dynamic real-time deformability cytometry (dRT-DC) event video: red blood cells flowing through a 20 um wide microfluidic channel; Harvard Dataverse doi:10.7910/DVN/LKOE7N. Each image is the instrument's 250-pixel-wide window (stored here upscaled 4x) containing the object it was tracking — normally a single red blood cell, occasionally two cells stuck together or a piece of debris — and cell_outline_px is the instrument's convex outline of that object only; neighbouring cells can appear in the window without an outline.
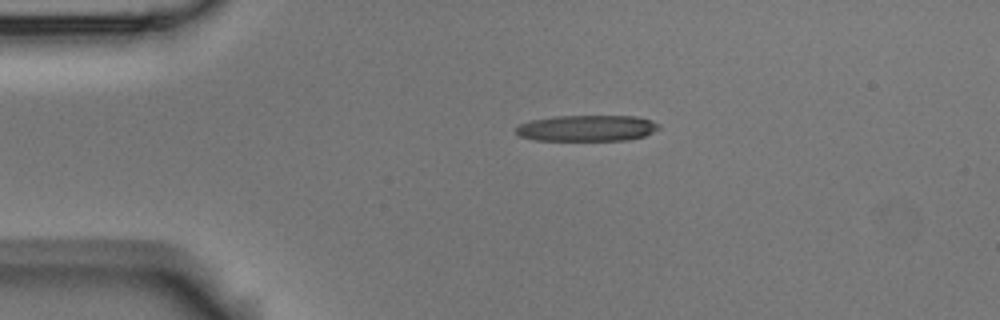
{"species": "Egyptian fruit bat (a non-hibernating species)", "species_latin": "Rousettus aegyptiacus", "temperature_condition": "room temperature", "stored_images_in_passage": 2, "camera_frame_rate_fps": 3000, "um_per_image_px": 0.085, "animal": {"sex": "male"}, "frame": {"image": 1, "passage_image": 1, "time_ms": 0.0, "image_size_px": [1000, 320], "cell_outline_px": [[660, 128], [644, 136], [628, 140], [536, 140], [520, 136], [516, 132], [516, 128], [520, 124], [532, 120], [556, 116], [636, 116], [652, 120], [660, 124]], "centroid_in_image_um": [49.93, 10.89], "position_along_channel_um": 35.1, "area_um2": 21.68}}